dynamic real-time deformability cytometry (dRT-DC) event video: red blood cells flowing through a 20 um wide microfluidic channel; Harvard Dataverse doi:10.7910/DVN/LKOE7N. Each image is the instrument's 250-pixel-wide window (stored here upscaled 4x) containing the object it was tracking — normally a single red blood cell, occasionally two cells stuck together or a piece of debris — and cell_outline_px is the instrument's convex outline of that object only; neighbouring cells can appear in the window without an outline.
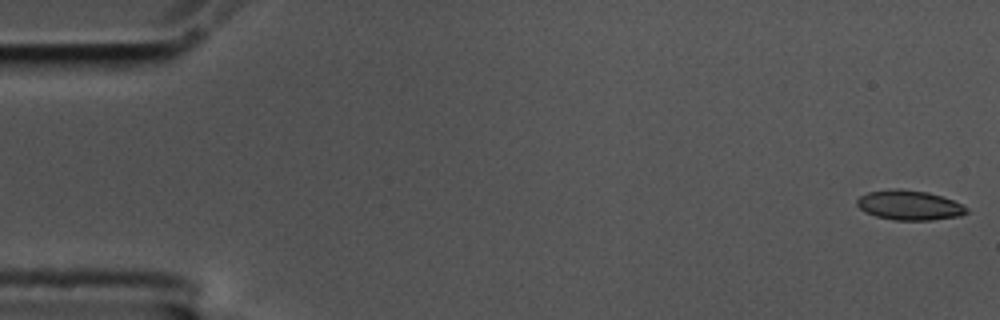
{"species": "common noctule bat (a hibernating species)", "species_latin": "Nyctalus noctula", "temperature_condition": "cold", "stored_images_in_passage": 58, "camera_frame_rate_fps": 3000, "um_per_image_px": 0.085, "animal": {"sex": "male", "body_mass_g": 17.5, "forearm_length_mm": 52.3}, "frame": {"image": 1, "passage_image": 1, "time_ms": 0.0, "image_size_px": [1000, 320], "cell_outline_px": [[968, 212], [960, 216], [932, 220], [892, 220], [876, 216], [864, 212], [856, 204], [856, 200], [860, 196], [868, 192], [892, 188], [900, 188], [928, 192], [952, 200], [968, 208]], "centroid_in_image_um": [77.26, 17.44], "position_along_channel_um": 7.7, "area_um2": 19.07}}
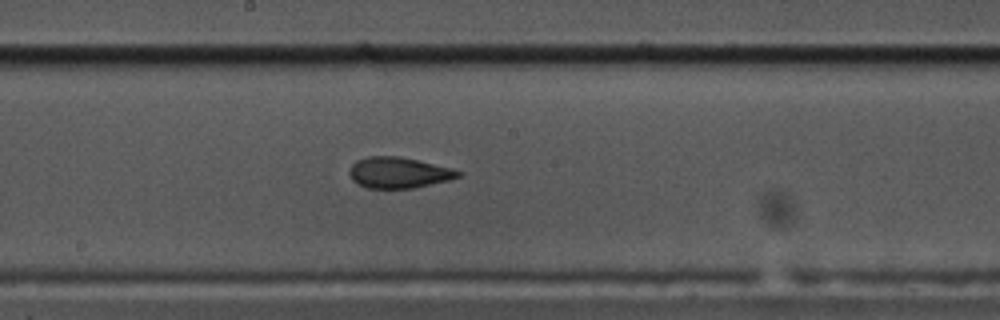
{"frame": {"image": 2, "passage_image": 31, "time_ms": 10.0, "image_size_px": [1000, 320], "cell_outline_px": [[464, 172], [460, 176], [448, 180], [412, 188], [368, 188], [356, 184], [352, 180], [348, 172], [352, 164], [356, 160], [368, 156], [400, 156], [452, 168]], "centroid_in_image_um": [33.86, 14.67], "position_along_channel_um": 214.3, "area_um2": 19.65}}
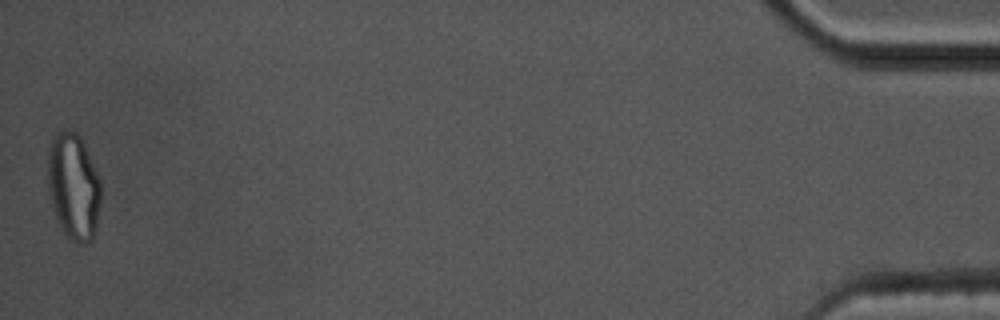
{"frame": {"image": 3, "passage_image": 58, "time_ms": 19.0, "image_size_px": [1000, 320], "cell_outline_px": [[100, 200], [96, 228], [92, 240], [84, 244], [80, 244], [68, 236], [60, 228], [52, 208], [48, 188], [48, 152], [52, 136], [56, 132], [76, 132], [80, 136], [84, 144], [100, 180]], "centroid_in_image_um": [6.23, 15.87], "position_along_channel_um": 429.0, "area_um2": 32.77}, "authors_computed_cell_mechanics": {"area_um2": 19.7965, "velocity_mm_per_s": 3.4399, "shape_relaxation_time_tau1_ms": 9.1091, "shape_relaxation_time_tau2_ms": 2.2404, "deformation_change_tau1": 0.196, "deformation_change_tau2": 0.0786}}